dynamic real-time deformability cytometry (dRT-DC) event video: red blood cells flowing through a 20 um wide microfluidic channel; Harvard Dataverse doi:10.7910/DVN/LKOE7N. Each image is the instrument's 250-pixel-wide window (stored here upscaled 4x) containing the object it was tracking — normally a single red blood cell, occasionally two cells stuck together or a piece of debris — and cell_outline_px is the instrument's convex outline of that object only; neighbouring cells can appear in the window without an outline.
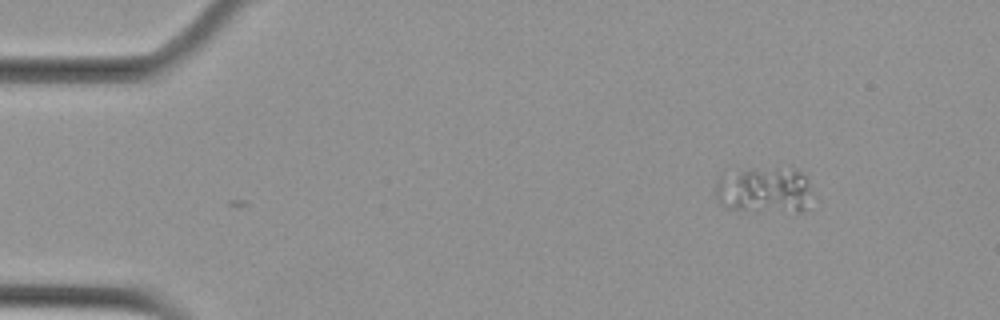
{"species": "Egyptian fruit bat (a non-hibernating species)", "species_latin": "Rousettus aegyptiacus", "temperature_condition": "cold", "stored_images_in_passage": 4, "camera_frame_rate_fps": 3000, "um_per_image_px": 0.085, "animal": {"sex": "female"}, "frame": {"image": 1, "passage_image": 1, "time_ms": 0.0, "image_size_px": [1000, 320], "cell_outline_px": [[808, 208], [804, 212], [756, 212], [728, 208], [720, 204], [716, 200], [716, 180], [720, 176], [740, 172], [776, 168], [792, 168], [800, 172], [804, 176], [808, 184]], "centroid_in_image_um": [64.95, 16.22], "position_along_channel_um": 20.1, "area_um2": 25.84}}
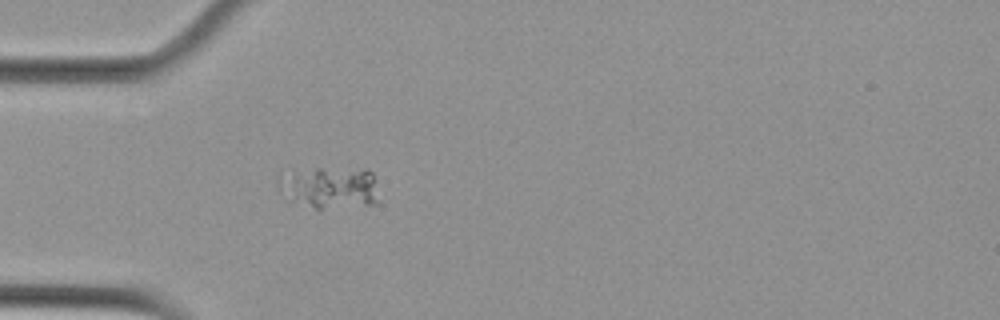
{"frame": {"image": 2, "passage_image": 4, "time_ms": 1.0, "image_size_px": [1000, 320], "cell_outline_px": [[376, 204], [320, 212], [292, 200], [280, 192], [276, 184], [276, 176], [316, 168], [364, 168], [372, 172], [376, 200]], "centroid_in_image_um": [27.98, 15.99], "position_along_channel_um": 57.0, "area_um2": 25.09}}